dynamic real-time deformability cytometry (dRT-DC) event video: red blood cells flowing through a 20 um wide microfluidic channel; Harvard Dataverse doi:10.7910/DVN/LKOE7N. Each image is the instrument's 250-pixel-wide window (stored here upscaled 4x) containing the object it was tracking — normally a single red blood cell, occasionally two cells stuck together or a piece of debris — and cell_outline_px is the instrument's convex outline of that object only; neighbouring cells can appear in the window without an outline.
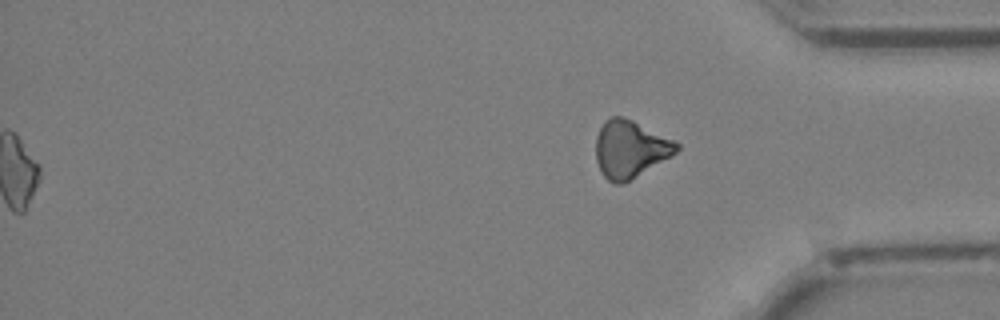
{"species": "Egyptian fruit bat (a non-hibernating species)", "species_latin": "Rousettus aegyptiacus", "temperature_condition": "cold", "stored_images_in_passage": 41, "segment_of_instrument_passage": [2, 2], "camera_frame_rate_fps": 3000, "um_per_image_px": 0.085, "animal": {"sex": "female"}, "frame": {"image": 1, "passage_image": 41, "time_ms": 13.333, "image_size_px": [1000, 320], "cell_outline_px": [[680, 148], [672, 156], [624, 184], [612, 184], [604, 176], [596, 160], [596, 136], [604, 120], [612, 116], [620, 116], [632, 120], [680, 144]], "centroid_in_image_um": [53.55, 12.69], "position_along_channel_um": 381.7, "area_um2": 26.88}}